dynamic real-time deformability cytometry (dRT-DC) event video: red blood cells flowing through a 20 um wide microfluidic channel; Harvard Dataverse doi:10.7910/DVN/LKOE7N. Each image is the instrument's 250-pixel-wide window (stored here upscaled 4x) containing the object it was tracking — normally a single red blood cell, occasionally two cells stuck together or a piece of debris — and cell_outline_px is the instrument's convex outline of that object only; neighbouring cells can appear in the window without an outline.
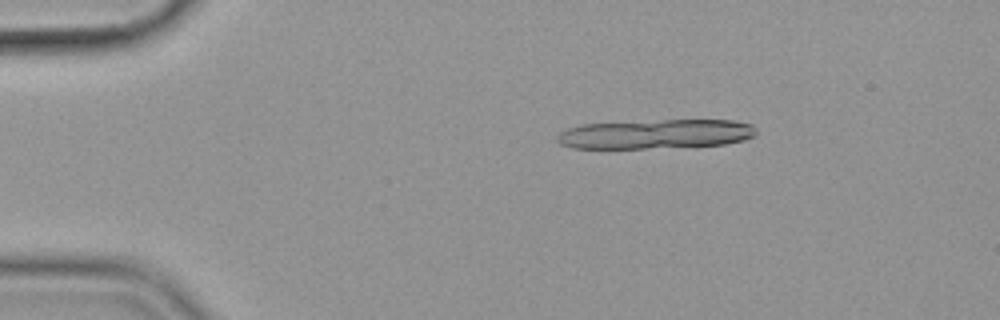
{"species": "common noctule bat (a hibernating species)", "species_latin": "Nyctalus noctula", "temperature_condition": "cold", "stored_images_in_passage": 19, "camera_frame_rate_fps": 3000, "um_per_image_px": 0.085, "animal": {"sex": "female", "body_mass_g": 19.9}, "frame": {"image": 1, "passage_image": 9, "time_ms": 2.667, "image_size_px": [1000, 320], "cell_outline_px": [[756, 136], [744, 140], [724, 144], [644, 148], [572, 148], [560, 144], [556, 140], [556, 136], [560, 132], [568, 128], [580, 124], [664, 120], [732, 120], [752, 124], [756, 128]], "centroid_in_image_um": [55.73, 11.39], "position_along_channel_um": 29.3, "area_um2": 34.04}}